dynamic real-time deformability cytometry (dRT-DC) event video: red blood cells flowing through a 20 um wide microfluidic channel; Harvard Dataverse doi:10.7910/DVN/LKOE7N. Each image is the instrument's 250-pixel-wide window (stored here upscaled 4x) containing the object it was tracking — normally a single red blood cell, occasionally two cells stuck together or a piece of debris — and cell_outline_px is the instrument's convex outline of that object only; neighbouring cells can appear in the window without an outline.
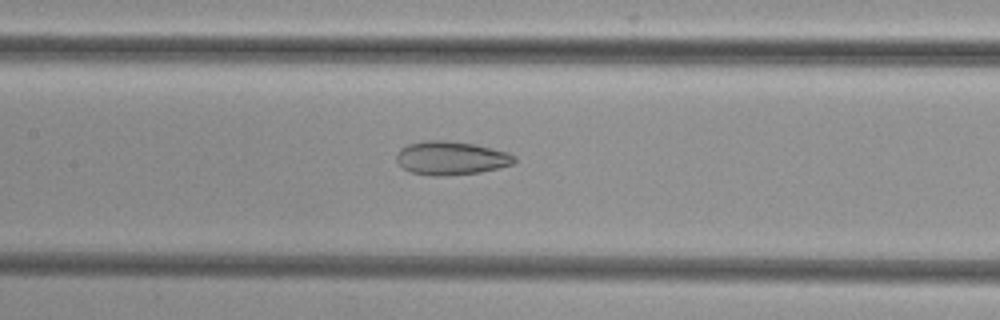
{"species": "common noctule bat (a hibernating species)", "species_latin": "Nyctalus noctula", "temperature_condition": "cold", "stored_images_in_passage": 39, "camera_frame_rate_fps": 3000, "um_per_image_px": 0.085, "animal": {"sex": "female", "body_mass_g": 29.2, "forearm_length_mm": 56.3}, "frame": {"image": 1, "passage_image": 12, "time_ms": 3.667, "image_size_px": [1000, 320], "cell_outline_px": [[516, 160], [512, 164], [480, 172], [444, 176], [432, 176], [412, 172], [404, 168], [396, 160], [396, 156], [400, 148], [408, 144], [424, 140], [444, 140], [476, 144], [508, 152], [516, 156]], "centroid_in_image_um": [38.34, 13.42], "position_along_channel_um": 169.1, "area_um2": 23.06}}
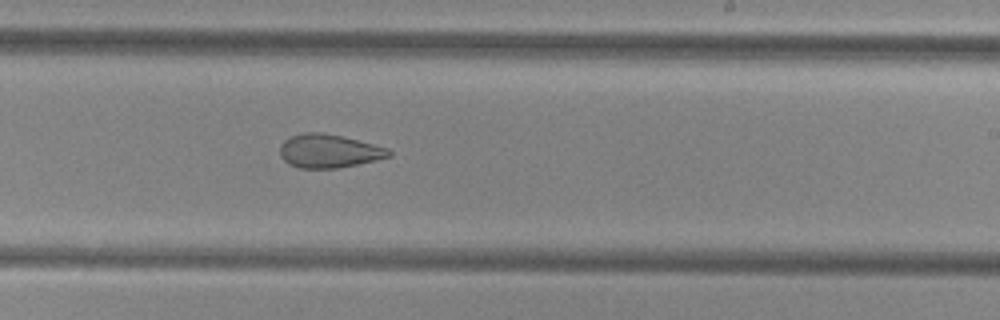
{"frame": {"image": 2, "passage_image": 19, "time_ms": 6.0, "image_size_px": [1000, 320], "cell_outline_px": [[392, 156], [376, 160], [336, 168], [300, 168], [288, 164], [280, 156], [280, 144], [284, 140], [292, 136], [304, 132], [320, 132], [340, 136], [388, 148], [392, 152]], "centroid_in_image_um": [27.93, 12.84], "position_along_channel_um": 261.1, "area_um2": 21.1}}
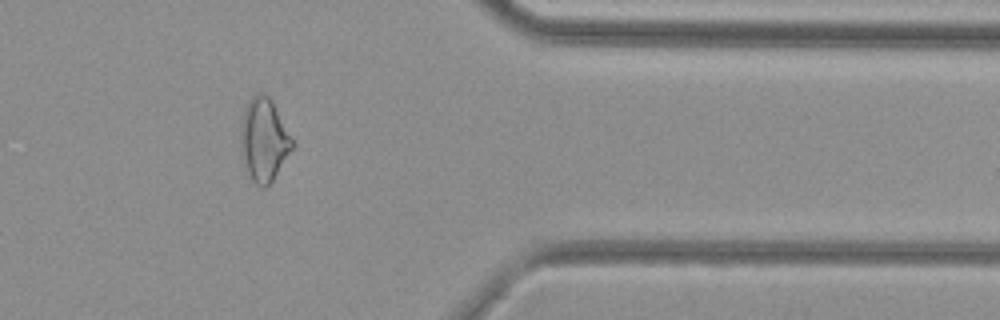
{"frame": {"image": 3, "passage_image": 30, "time_ms": 9.667, "image_size_px": [1000, 320], "cell_outline_px": [[296, 144], [272, 180], [264, 188], [260, 188], [252, 180], [244, 164], [240, 148], [240, 124], [244, 108], [248, 100], [256, 92], [264, 92], [272, 100]], "centroid_in_image_um": [22.42, 11.84], "position_along_channel_um": 389.0, "area_um2": 25.32}}